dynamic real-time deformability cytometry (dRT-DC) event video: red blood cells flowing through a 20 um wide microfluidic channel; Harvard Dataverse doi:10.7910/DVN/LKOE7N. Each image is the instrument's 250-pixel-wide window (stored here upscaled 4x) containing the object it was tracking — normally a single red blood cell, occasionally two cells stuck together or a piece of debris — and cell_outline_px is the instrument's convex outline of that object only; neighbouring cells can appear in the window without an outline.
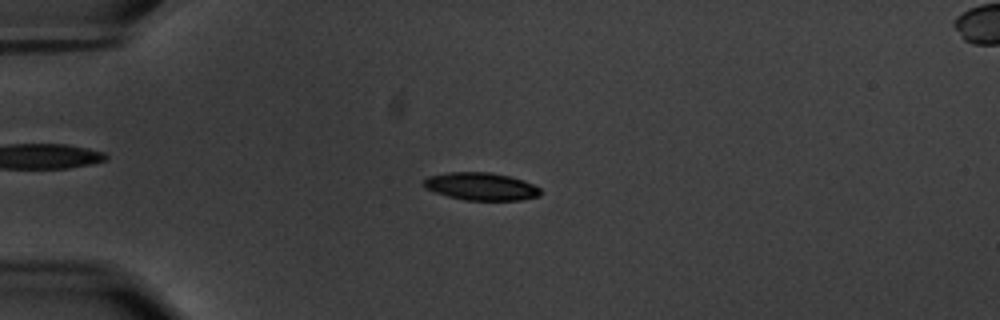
{"species": "common noctule bat (a hibernating species)", "species_latin": "Nyctalus noctula", "temperature_condition": "warm", "stored_images_in_passage": 55, "camera_frame_rate_fps": 3000, "um_per_image_px": 0.085, "animal": {"sex": "male", "body_mass_g": 20.1, "forearm_length_mm": 53.5}, "frame": {"image": 1, "passage_image": 12, "time_ms": 3.667, "image_size_px": [1000, 320], "cell_outline_px": [[540, 196], [520, 200], [464, 200], [448, 196], [424, 188], [420, 184], [428, 176], [448, 172], [488, 172], [508, 176], [524, 180], [540, 188]], "centroid_in_image_um": [40.86, 15.84], "position_along_channel_um": 44.1, "area_um2": 18.84}}
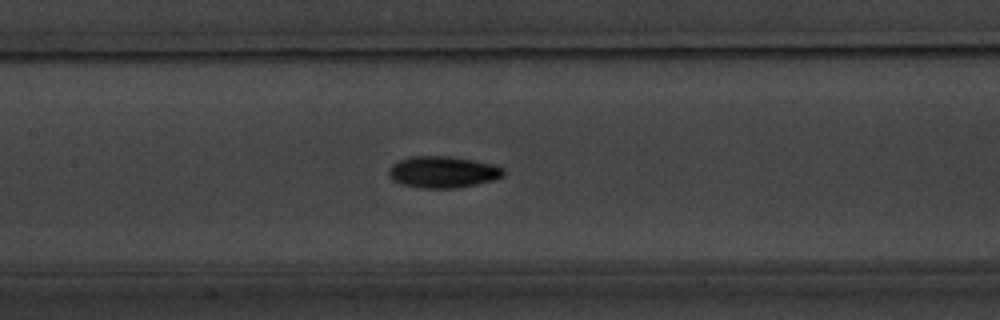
{"frame": {"image": 2, "passage_image": 25, "time_ms": 8.0, "image_size_px": [1000, 320], "cell_outline_px": [[504, 176], [496, 180], [456, 188], [420, 188], [400, 184], [392, 180], [388, 176], [388, 172], [392, 164], [400, 160], [412, 156], [448, 156], [472, 160], [492, 164], [504, 168]], "centroid_in_image_um": [37.64, 14.63], "position_along_channel_um": 169.8, "area_um2": 21.21}}
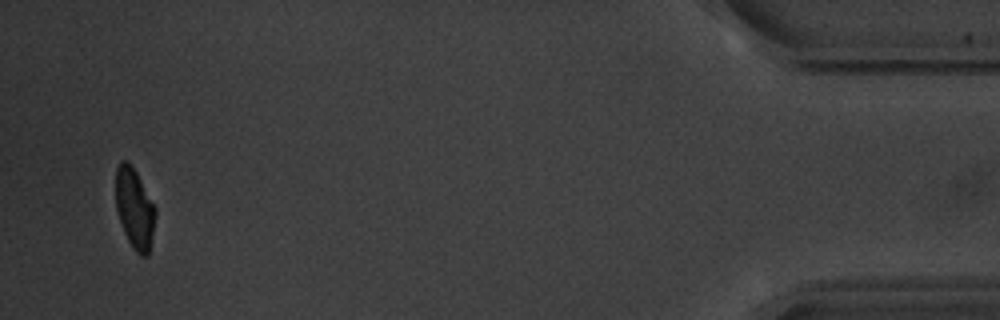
{"frame": {"image": 3, "passage_image": 53, "time_ms": 17.333, "image_size_px": [1000, 320], "cell_outline_px": [[156, 212], [148, 256], [140, 256], [132, 248], [124, 232], [116, 208], [116, 168], [120, 160], [124, 160], [136, 172], [156, 208]], "centroid_in_image_um": [11.43, 17.74], "position_along_channel_um": 423.8, "area_um2": 18.26}, "authors_computed_cell_mechanics": {"area_um2": 19.7098, "velocity_mm_per_s": 3.5241, "shape_relaxation_time_tau1_ms": 2.9515, "shape_relaxation_time_tau2_ms": 3.3115, "deformation_change_tau1": 0.134, "deformation_change_tau2": 0.0792}}